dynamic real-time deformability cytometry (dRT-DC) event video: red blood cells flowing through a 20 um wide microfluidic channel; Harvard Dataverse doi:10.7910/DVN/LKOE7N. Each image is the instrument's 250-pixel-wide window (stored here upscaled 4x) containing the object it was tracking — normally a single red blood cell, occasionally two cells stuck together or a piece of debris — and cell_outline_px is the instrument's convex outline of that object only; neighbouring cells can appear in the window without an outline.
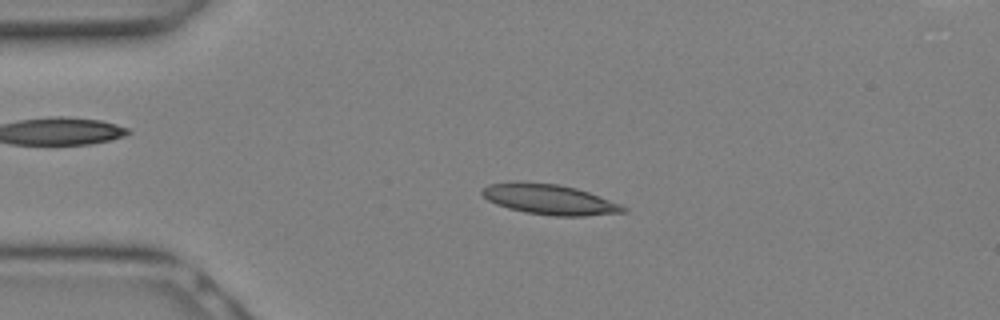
{"species": "Egyptian fruit bat (a non-hibernating species)", "species_latin": "Rousettus aegyptiacus", "temperature_condition": "warm", "stored_images_in_passage": 8, "camera_frame_rate_fps": 3000, "um_per_image_px": 0.085, "animal": {"sex": "female"}, "frame": {"image": 1, "passage_image": 6, "time_ms": 1.667, "image_size_px": [1000, 320], "cell_outline_px": [[628, 212], [584, 216], [552, 216], [524, 212], [508, 208], [496, 204], [488, 200], [480, 192], [480, 188], [488, 184], [512, 180], [560, 184], [576, 188], [588, 192], [620, 204], [628, 208]], "centroid_in_image_um": [46.65, 16.93], "position_along_channel_um": 38.3, "area_um2": 25.32}}